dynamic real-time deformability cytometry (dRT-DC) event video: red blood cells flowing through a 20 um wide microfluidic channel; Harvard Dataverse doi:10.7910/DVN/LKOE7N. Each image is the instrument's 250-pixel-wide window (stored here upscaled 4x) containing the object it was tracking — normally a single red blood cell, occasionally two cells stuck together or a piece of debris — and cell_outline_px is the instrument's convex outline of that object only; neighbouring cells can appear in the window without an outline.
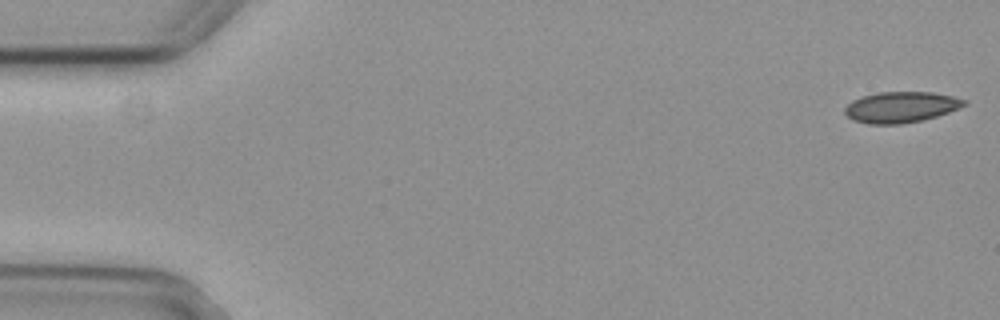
{"species": "common noctule bat (a hibernating species)", "species_latin": "Nyctalus noctula", "temperature_condition": "cold", "stored_images_in_passage": 3, "camera_frame_rate_fps": 3000, "um_per_image_px": 0.085, "animal": {"sex": "female", "body_mass_g": 29.2, "forearm_length_mm": 56.3}, "frame": {"image": 1, "passage_image": 1, "time_ms": 0.0, "image_size_px": [1000, 320], "cell_outline_px": [[968, 104], [948, 112], [924, 120], [900, 124], [868, 124], [852, 120], [844, 112], [844, 108], [852, 100], [876, 92], [932, 92], [952, 96], [968, 100]], "centroid_in_image_um": [76.58, 9.11], "position_along_channel_um": 8.4, "area_um2": 21.56}}